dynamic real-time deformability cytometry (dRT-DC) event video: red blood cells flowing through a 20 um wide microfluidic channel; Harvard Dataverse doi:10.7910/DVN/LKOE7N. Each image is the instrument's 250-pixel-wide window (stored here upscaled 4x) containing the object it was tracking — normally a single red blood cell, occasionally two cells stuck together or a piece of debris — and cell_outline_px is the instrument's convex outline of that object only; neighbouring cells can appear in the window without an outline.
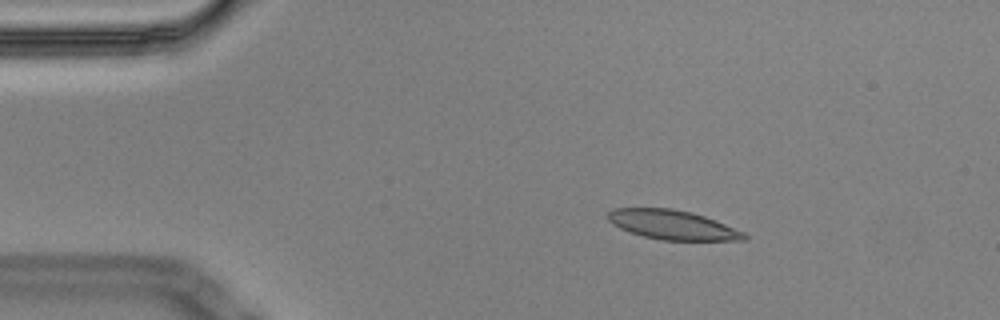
{"species": "Egyptian fruit bat (a non-hibernating species)", "species_latin": "Rousettus aegyptiacus", "temperature_condition": "cold", "stored_images_in_passage": 5, "camera_frame_rate_fps": 3000, "um_per_image_px": 0.085, "animal": {"sex": "male"}, "frame": {"image": 1, "passage_image": 3, "time_ms": 0.667, "image_size_px": [1000, 320], "cell_outline_px": [[748, 240], [660, 240], [644, 236], [620, 228], [612, 224], [604, 216], [612, 208], [672, 208], [692, 212], [704, 216], [744, 232], [748, 236]], "centroid_in_image_um": [57.13, 19.1], "position_along_channel_um": 27.9, "area_um2": 23.29}}